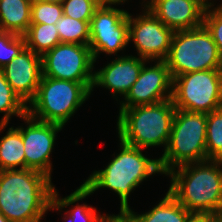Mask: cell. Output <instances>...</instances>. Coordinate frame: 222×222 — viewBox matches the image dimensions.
<instances>
[{"instance_id":"4","label":"cell","mask_w":222,"mask_h":222,"mask_svg":"<svg viewBox=\"0 0 222 222\" xmlns=\"http://www.w3.org/2000/svg\"><path fill=\"white\" fill-rule=\"evenodd\" d=\"M176 108L172 98L152 104L120 109L117 120L118 137L141 148L168 145Z\"/></svg>"},{"instance_id":"10","label":"cell","mask_w":222,"mask_h":222,"mask_svg":"<svg viewBox=\"0 0 222 222\" xmlns=\"http://www.w3.org/2000/svg\"><path fill=\"white\" fill-rule=\"evenodd\" d=\"M91 53L96 62L100 53L115 54L129 43L128 12L101 4L89 23Z\"/></svg>"},{"instance_id":"22","label":"cell","mask_w":222,"mask_h":222,"mask_svg":"<svg viewBox=\"0 0 222 222\" xmlns=\"http://www.w3.org/2000/svg\"><path fill=\"white\" fill-rule=\"evenodd\" d=\"M27 106L11 88L0 69V113H5L0 124H8L13 115L22 118L27 114Z\"/></svg>"},{"instance_id":"23","label":"cell","mask_w":222,"mask_h":222,"mask_svg":"<svg viewBox=\"0 0 222 222\" xmlns=\"http://www.w3.org/2000/svg\"><path fill=\"white\" fill-rule=\"evenodd\" d=\"M207 160H222V107L207 113Z\"/></svg>"},{"instance_id":"17","label":"cell","mask_w":222,"mask_h":222,"mask_svg":"<svg viewBox=\"0 0 222 222\" xmlns=\"http://www.w3.org/2000/svg\"><path fill=\"white\" fill-rule=\"evenodd\" d=\"M125 213L133 222H187L193 215L169 192L153 209L145 214H136L131 208Z\"/></svg>"},{"instance_id":"5","label":"cell","mask_w":222,"mask_h":222,"mask_svg":"<svg viewBox=\"0 0 222 222\" xmlns=\"http://www.w3.org/2000/svg\"><path fill=\"white\" fill-rule=\"evenodd\" d=\"M206 128L207 113L176 109L168 145L159 158L162 174L207 160Z\"/></svg>"},{"instance_id":"9","label":"cell","mask_w":222,"mask_h":222,"mask_svg":"<svg viewBox=\"0 0 222 222\" xmlns=\"http://www.w3.org/2000/svg\"><path fill=\"white\" fill-rule=\"evenodd\" d=\"M42 57V76L83 83L90 91L94 59L89 45L59 43Z\"/></svg>"},{"instance_id":"34","label":"cell","mask_w":222,"mask_h":222,"mask_svg":"<svg viewBox=\"0 0 222 222\" xmlns=\"http://www.w3.org/2000/svg\"><path fill=\"white\" fill-rule=\"evenodd\" d=\"M0 222H10V221L0 212Z\"/></svg>"},{"instance_id":"1","label":"cell","mask_w":222,"mask_h":222,"mask_svg":"<svg viewBox=\"0 0 222 222\" xmlns=\"http://www.w3.org/2000/svg\"><path fill=\"white\" fill-rule=\"evenodd\" d=\"M119 154L103 170L94 171L83 184L65 198H59L56 189L53 192L51 210H59L78 202L100 188H109L119 195L120 212L130 207L128 197L139 184L155 173H162L159 159H149L142 154L141 148L131 146L121 139Z\"/></svg>"},{"instance_id":"31","label":"cell","mask_w":222,"mask_h":222,"mask_svg":"<svg viewBox=\"0 0 222 222\" xmlns=\"http://www.w3.org/2000/svg\"><path fill=\"white\" fill-rule=\"evenodd\" d=\"M188 1L197 5L204 13L210 11L211 6H214V4H212L208 0H188Z\"/></svg>"},{"instance_id":"8","label":"cell","mask_w":222,"mask_h":222,"mask_svg":"<svg viewBox=\"0 0 222 222\" xmlns=\"http://www.w3.org/2000/svg\"><path fill=\"white\" fill-rule=\"evenodd\" d=\"M176 109L210 113L222 107V69L190 72L173 78Z\"/></svg>"},{"instance_id":"33","label":"cell","mask_w":222,"mask_h":222,"mask_svg":"<svg viewBox=\"0 0 222 222\" xmlns=\"http://www.w3.org/2000/svg\"><path fill=\"white\" fill-rule=\"evenodd\" d=\"M46 3L62 4L63 0H39Z\"/></svg>"},{"instance_id":"19","label":"cell","mask_w":222,"mask_h":222,"mask_svg":"<svg viewBox=\"0 0 222 222\" xmlns=\"http://www.w3.org/2000/svg\"><path fill=\"white\" fill-rule=\"evenodd\" d=\"M7 124H0V131ZM25 169V153L21 132L13 127L9 128L6 135L0 139V169L13 170Z\"/></svg>"},{"instance_id":"26","label":"cell","mask_w":222,"mask_h":222,"mask_svg":"<svg viewBox=\"0 0 222 222\" xmlns=\"http://www.w3.org/2000/svg\"><path fill=\"white\" fill-rule=\"evenodd\" d=\"M98 0H63V14L81 21H90L100 6Z\"/></svg>"},{"instance_id":"29","label":"cell","mask_w":222,"mask_h":222,"mask_svg":"<svg viewBox=\"0 0 222 222\" xmlns=\"http://www.w3.org/2000/svg\"><path fill=\"white\" fill-rule=\"evenodd\" d=\"M101 222H133L126 213L120 212L118 215H107Z\"/></svg>"},{"instance_id":"35","label":"cell","mask_w":222,"mask_h":222,"mask_svg":"<svg viewBox=\"0 0 222 222\" xmlns=\"http://www.w3.org/2000/svg\"><path fill=\"white\" fill-rule=\"evenodd\" d=\"M216 222H222V217H220Z\"/></svg>"},{"instance_id":"32","label":"cell","mask_w":222,"mask_h":222,"mask_svg":"<svg viewBox=\"0 0 222 222\" xmlns=\"http://www.w3.org/2000/svg\"><path fill=\"white\" fill-rule=\"evenodd\" d=\"M100 4H109V5H116L118 3V5L122 2H125L126 0H98Z\"/></svg>"},{"instance_id":"20","label":"cell","mask_w":222,"mask_h":222,"mask_svg":"<svg viewBox=\"0 0 222 222\" xmlns=\"http://www.w3.org/2000/svg\"><path fill=\"white\" fill-rule=\"evenodd\" d=\"M24 37L26 47L39 56L61 43L55 24H30Z\"/></svg>"},{"instance_id":"14","label":"cell","mask_w":222,"mask_h":222,"mask_svg":"<svg viewBox=\"0 0 222 222\" xmlns=\"http://www.w3.org/2000/svg\"><path fill=\"white\" fill-rule=\"evenodd\" d=\"M2 71L14 92L29 104L35 98L42 77V57L25 47Z\"/></svg>"},{"instance_id":"24","label":"cell","mask_w":222,"mask_h":222,"mask_svg":"<svg viewBox=\"0 0 222 222\" xmlns=\"http://www.w3.org/2000/svg\"><path fill=\"white\" fill-rule=\"evenodd\" d=\"M25 47L24 35L0 29V69L5 67Z\"/></svg>"},{"instance_id":"28","label":"cell","mask_w":222,"mask_h":222,"mask_svg":"<svg viewBox=\"0 0 222 222\" xmlns=\"http://www.w3.org/2000/svg\"><path fill=\"white\" fill-rule=\"evenodd\" d=\"M65 213H69L64 218V220H68V222H79V221L80 222H101L106 217V215L104 214L98 215L94 207L92 206L90 207L86 204H82V205L78 204L77 206L72 208L69 212L66 211Z\"/></svg>"},{"instance_id":"15","label":"cell","mask_w":222,"mask_h":222,"mask_svg":"<svg viewBox=\"0 0 222 222\" xmlns=\"http://www.w3.org/2000/svg\"><path fill=\"white\" fill-rule=\"evenodd\" d=\"M146 61L132 55L117 57L99 71L93 72L91 92L94 86H102L112 91L113 96L121 94L125 97L139 77L142 66Z\"/></svg>"},{"instance_id":"3","label":"cell","mask_w":222,"mask_h":222,"mask_svg":"<svg viewBox=\"0 0 222 222\" xmlns=\"http://www.w3.org/2000/svg\"><path fill=\"white\" fill-rule=\"evenodd\" d=\"M176 168L165 174L171 178L168 192L192 214L222 217V160Z\"/></svg>"},{"instance_id":"16","label":"cell","mask_w":222,"mask_h":222,"mask_svg":"<svg viewBox=\"0 0 222 222\" xmlns=\"http://www.w3.org/2000/svg\"><path fill=\"white\" fill-rule=\"evenodd\" d=\"M144 7L173 31L203 25L204 12L188 0H150Z\"/></svg>"},{"instance_id":"27","label":"cell","mask_w":222,"mask_h":222,"mask_svg":"<svg viewBox=\"0 0 222 222\" xmlns=\"http://www.w3.org/2000/svg\"><path fill=\"white\" fill-rule=\"evenodd\" d=\"M203 25L210 32L222 59V4L204 13Z\"/></svg>"},{"instance_id":"25","label":"cell","mask_w":222,"mask_h":222,"mask_svg":"<svg viewBox=\"0 0 222 222\" xmlns=\"http://www.w3.org/2000/svg\"><path fill=\"white\" fill-rule=\"evenodd\" d=\"M62 16V4L32 0L31 24H55Z\"/></svg>"},{"instance_id":"12","label":"cell","mask_w":222,"mask_h":222,"mask_svg":"<svg viewBox=\"0 0 222 222\" xmlns=\"http://www.w3.org/2000/svg\"><path fill=\"white\" fill-rule=\"evenodd\" d=\"M23 120L27 128L18 127L21 132L25 153V168L38 171L51 178L52 164L50 154L53 150L56 134L63 126L43 122L31 117L28 113Z\"/></svg>"},{"instance_id":"13","label":"cell","mask_w":222,"mask_h":222,"mask_svg":"<svg viewBox=\"0 0 222 222\" xmlns=\"http://www.w3.org/2000/svg\"><path fill=\"white\" fill-rule=\"evenodd\" d=\"M173 79L164 60L154 66H142L139 77L121 101L120 109L152 105L172 98Z\"/></svg>"},{"instance_id":"7","label":"cell","mask_w":222,"mask_h":222,"mask_svg":"<svg viewBox=\"0 0 222 222\" xmlns=\"http://www.w3.org/2000/svg\"><path fill=\"white\" fill-rule=\"evenodd\" d=\"M90 94L83 83L42 76L27 113L37 120L64 126Z\"/></svg>"},{"instance_id":"21","label":"cell","mask_w":222,"mask_h":222,"mask_svg":"<svg viewBox=\"0 0 222 222\" xmlns=\"http://www.w3.org/2000/svg\"><path fill=\"white\" fill-rule=\"evenodd\" d=\"M90 21H81L63 14L55 23L61 43L90 44Z\"/></svg>"},{"instance_id":"11","label":"cell","mask_w":222,"mask_h":222,"mask_svg":"<svg viewBox=\"0 0 222 222\" xmlns=\"http://www.w3.org/2000/svg\"><path fill=\"white\" fill-rule=\"evenodd\" d=\"M145 9L146 12L136 18L128 13L129 42L133 40L139 58L147 61L165 60L174 31Z\"/></svg>"},{"instance_id":"30","label":"cell","mask_w":222,"mask_h":222,"mask_svg":"<svg viewBox=\"0 0 222 222\" xmlns=\"http://www.w3.org/2000/svg\"><path fill=\"white\" fill-rule=\"evenodd\" d=\"M219 218L212 215L193 214L187 222H216Z\"/></svg>"},{"instance_id":"6","label":"cell","mask_w":222,"mask_h":222,"mask_svg":"<svg viewBox=\"0 0 222 222\" xmlns=\"http://www.w3.org/2000/svg\"><path fill=\"white\" fill-rule=\"evenodd\" d=\"M172 79L190 72L222 69V59L210 32L202 25L174 31L164 60Z\"/></svg>"},{"instance_id":"2","label":"cell","mask_w":222,"mask_h":222,"mask_svg":"<svg viewBox=\"0 0 222 222\" xmlns=\"http://www.w3.org/2000/svg\"><path fill=\"white\" fill-rule=\"evenodd\" d=\"M51 178L31 169L0 172V212L10 222H41L51 209Z\"/></svg>"},{"instance_id":"18","label":"cell","mask_w":222,"mask_h":222,"mask_svg":"<svg viewBox=\"0 0 222 222\" xmlns=\"http://www.w3.org/2000/svg\"><path fill=\"white\" fill-rule=\"evenodd\" d=\"M32 0H0V29L24 35L31 24Z\"/></svg>"}]
</instances>
